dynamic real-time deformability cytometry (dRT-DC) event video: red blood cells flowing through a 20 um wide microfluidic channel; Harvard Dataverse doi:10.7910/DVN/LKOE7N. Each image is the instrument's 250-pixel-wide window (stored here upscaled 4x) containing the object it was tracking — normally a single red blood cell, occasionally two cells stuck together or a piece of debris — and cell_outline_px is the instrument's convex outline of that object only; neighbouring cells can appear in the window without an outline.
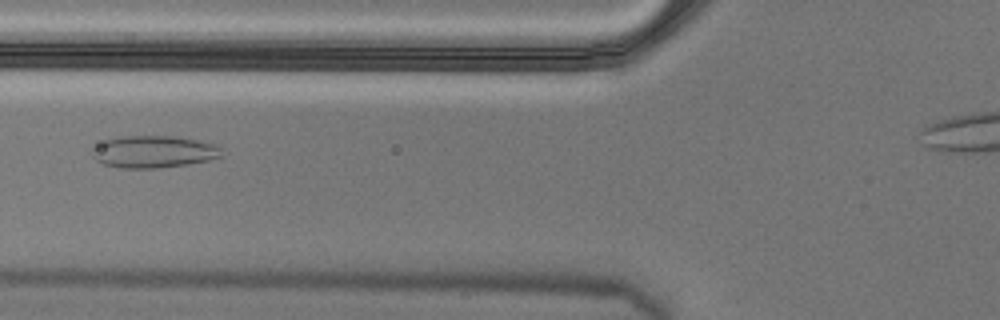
{"species": "Egyptian fruit bat (a non-hibernating species)", "species_latin": "Rousettus aegyptiacus", "temperature_condition": "cold", "stored_images_in_passage": 6, "camera_frame_rate_fps": 3000, "um_per_image_px": 0.085, "animal": {"sex": "male"}, "frame": {"image": 1, "passage_image": 4, "time_ms": 1.0, "image_size_px": [1000, 320], "cell_outline_px": [[224, 156], [208, 160], [160, 168], [120, 168], [104, 164], [96, 160], [92, 156], [92, 148], [108, 140], [124, 136], [172, 136], [196, 140], [216, 144], [220, 148]], "centroid_in_image_um": [13.08, 12.9], "position_along_channel_um": 112.7, "area_um2": 23.99}}